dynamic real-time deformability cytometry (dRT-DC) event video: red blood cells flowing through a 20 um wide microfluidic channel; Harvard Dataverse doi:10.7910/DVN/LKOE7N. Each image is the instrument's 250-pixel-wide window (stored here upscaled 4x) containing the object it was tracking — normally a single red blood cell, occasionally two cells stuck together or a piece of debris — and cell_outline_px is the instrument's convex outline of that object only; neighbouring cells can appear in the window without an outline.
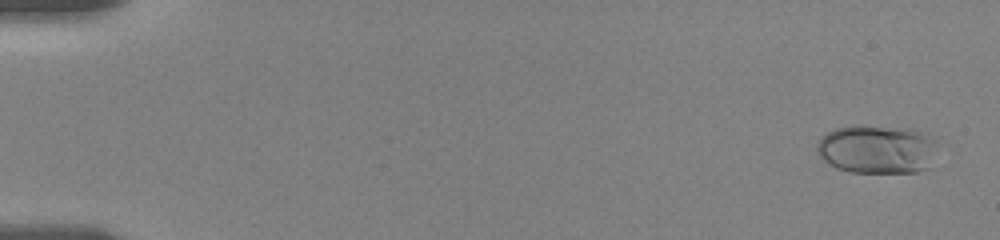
{"species": "human", "species_latin": "Homo sapiens", "temperature_condition": "room temperature", "stored_images_in_passage": 78, "camera_frame_rate_fps": 3000, "um_per_image_px": 0.085, "donor": {"sex": "female"}, "frame": {"image": 1, "passage_image": 3, "time_ms": 0.667, "image_size_px": [1000, 240], "cell_outline_px": [[936, 140], [928, 168], [916, 172], [848, 172], [836, 168], [828, 164], [816, 152], [816, 144], [828, 132], [836, 128], [852, 124], [912, 128]], "centroid_in_image_um": [74.48, 12.67], "position_along_channel_um": 10.5, "area_um2": 34.28}}
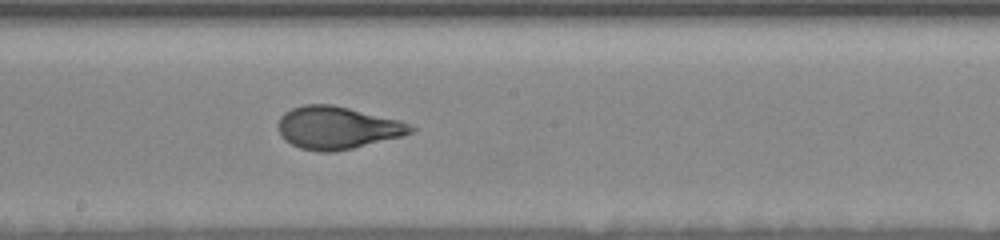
{"frame": {"image": 2, "passage_image": 47, "time_ms": 10.667, "image_size_px": [1000, 240], "cell_outline_px": [[416, 128], [412, 132], [404, 136], [352, 148], [332, 152], [320, 152], [300, 148], [284, 140], [280, 136], [280, 116], [284, 112], [292, 108], [304, 104], [332, 104], [400, 120]], "centroid_in_image_um": [28.67, 10.86], "position_along_channel_um": 219.5, "area_um2": 32.77}}
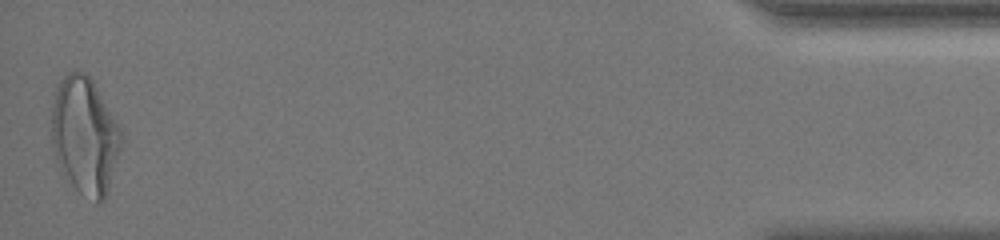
{"frame": {"image": 3, "passage_image": 78, "time_ms": 18.667, "image_size_px": [1000, 240], "cell_outline_px": [[124, 140], [104, 200], [100, 204], [96, 204], [80, 192], [72, 184], [56, 156], [52, 148], [52, 104], [56, 84], [68, 72], [84, 72], [92, 80], [120, 128], [124, 136]], "centroid_in_image_um": [7.22, 11.51], "position_along_channel_um": 428.0, "area_um2": 47.05}, "authors_computed_cell_mechanics": {"area_um2": 32.4258, "velocity_mm_per_s": 3.6077, "shape_relaxation_time_tau1_ms": 4.1789, "shape_relaxation_time_tau2_ms": null, "deformation_change_tau1": 0.1553, "deformation_change_tau2": null}}